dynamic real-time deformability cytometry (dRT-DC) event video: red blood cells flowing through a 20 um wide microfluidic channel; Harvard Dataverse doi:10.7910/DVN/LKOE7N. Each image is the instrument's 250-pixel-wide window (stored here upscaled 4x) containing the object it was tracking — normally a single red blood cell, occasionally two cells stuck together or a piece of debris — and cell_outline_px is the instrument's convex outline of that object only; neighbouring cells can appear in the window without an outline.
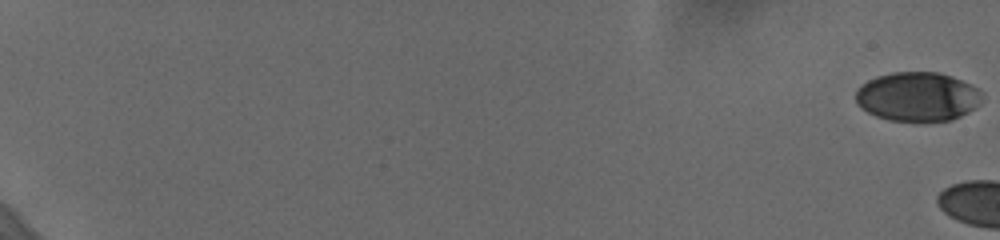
{"species": "human", "species_latin": "Homo sapiens", "temperature_condition": "cold", "stored_images_in_passage": 7, "camera_frame_rate_fps": 3000, "um_per_image_px": 0.085, "donor": {"sex": "female"}, "frame": {"image": 1, "passage_image": 1, "time_ms": 0.0, "image_size_px": [1000, 240], "cell_outline_px": [[984, 96], [980, 104], [976, 108], [952, 120], [916, 124], [888, 120], [876, 116], [868, 112], [856, 104], [856, 92], [868, 80], [876, 76], [892, 72], [940, 72], [952, 76], [972, 84], [984, 92]], "centroid_in_image_um": [78.05, 8.25], "position_along_channel_um": 6.9, "area_um2": 37.22}}